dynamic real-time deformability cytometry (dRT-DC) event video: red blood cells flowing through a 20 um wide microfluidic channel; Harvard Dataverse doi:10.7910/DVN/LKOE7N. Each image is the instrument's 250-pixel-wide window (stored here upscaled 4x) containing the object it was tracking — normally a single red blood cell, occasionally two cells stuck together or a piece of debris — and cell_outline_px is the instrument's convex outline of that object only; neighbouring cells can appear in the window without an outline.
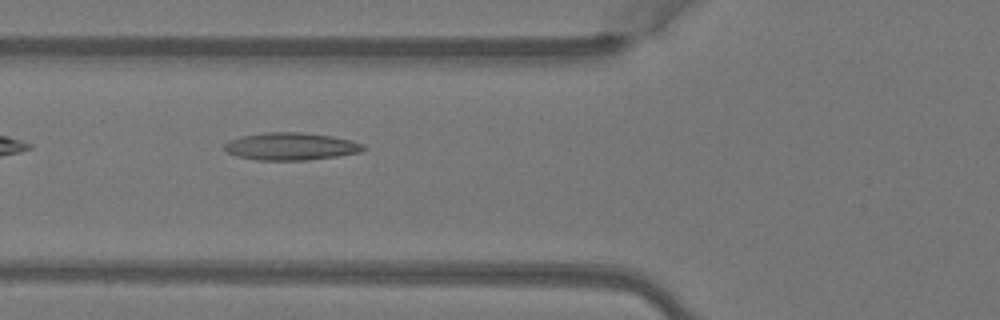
{"species": "Egyptian fruit bat (a non-hibernating species)", "species_latin": "Rousettus aegyptiacus", "temperature_condition": "warm", "stored_images_in_passage": 6, "camera_frame_rate_fps": 3000, "um_per_image_px": 0.085, "animal": {"sex": "female"}, "frame": {"image": 1, "passage_image": 6, "time_ms": 1.667, "image_size_px": [1000, 320], "cell_outline_px": [[364, 148], [360, 152], [336, 156], [308, 160], [256, 160], [236, 156], [228, 152], [224, 148], [224, 144], [228, 140], [240, 136], [264, 132], [304, 132], [352, 140], [364, 144]], "centroid_in_image_um": [24.68, 12.44], "position_along_channel_um": 101.1, "area_um2": 22.25}}